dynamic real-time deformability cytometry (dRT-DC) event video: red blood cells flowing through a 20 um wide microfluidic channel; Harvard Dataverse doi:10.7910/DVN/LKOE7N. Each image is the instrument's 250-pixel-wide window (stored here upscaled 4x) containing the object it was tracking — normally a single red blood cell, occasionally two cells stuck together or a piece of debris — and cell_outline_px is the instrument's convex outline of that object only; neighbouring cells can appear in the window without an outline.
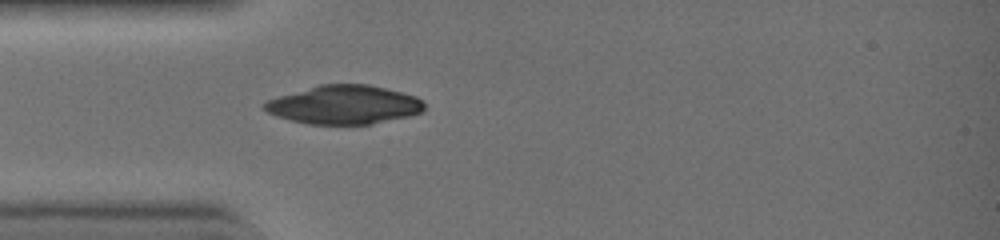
{"species": "common noctule bat (a hibernating species)", "species_latin": "Nyctalus noctula", "temperature_condition": "warm", "stored_images_in_passage": 30, "camera_frame_rate_fps": 3000, "um_per_image_px": 0.085, "animal": {"sex": "female", "body_mass_g": 19.0, "forearm_length_mm": 51.5}, "frame": {"image": 1, "passage_image": 1, "time_ms": 0.0, "image_size_px": [1000, 240], "cell_outline_px": [[424, 108], [420, 112], [404, 116], [368, 124], [312, 124], [292, 120], [268, 112], [264, 108], [264, 104], [268, 100], [280, 96], [320, 84], [368, 84], [416, 96], [424, 104]], "centroid_in_image_um": [29.25, 8.89], "position_along_channel_um": 55.8, "area_um2": 35.08}}
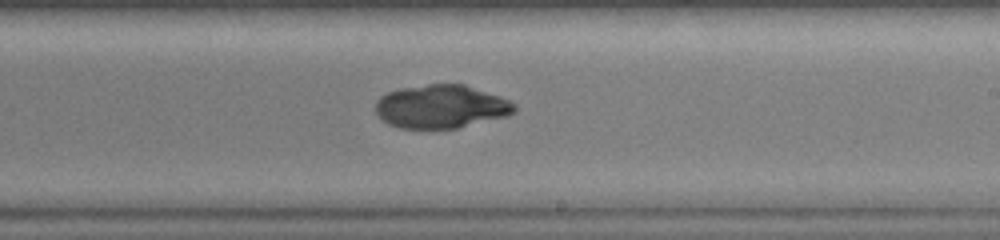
{"frame": {"image": 2, "passage_image": 14, "time_ms": 4.333, "image_size_px": [1000, 240], "cell_outline_px": [[516, 108], [512, 112], [504, 116], [456, 128], [404, 128], [388, 124], [376, 112], [376, 104], [380, 96], [388, 92], [400, 88], [428, 84], [464, 84], [500, 96], [508, 100]], "centroid_in_image_um": [37.46, 9.04], "position_along_channel_um": 251.5, "area_um2": 34.51}}
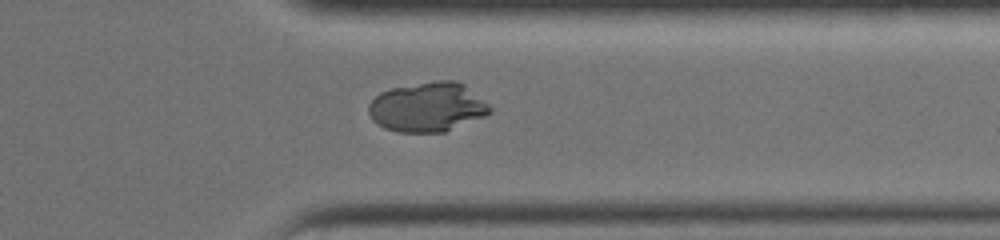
{"frame": {"image": 3, "passage_image": 22, "time_ms": 7.0, "image_size_px": [1000, 240], "cell_outline_px": [[492, 108], [484, 116], [444, 132], [400, 132], [384, 128], [372, 120], [368, 112], [368, 104], [380, 92], [392, 88], [436, 80], [456, 80], [464, 84], [488, 104]], "centroid_in_image_um": [36.31, 9.09], "position_along_channel_um": 375.1, "area_um2": 34.74}}